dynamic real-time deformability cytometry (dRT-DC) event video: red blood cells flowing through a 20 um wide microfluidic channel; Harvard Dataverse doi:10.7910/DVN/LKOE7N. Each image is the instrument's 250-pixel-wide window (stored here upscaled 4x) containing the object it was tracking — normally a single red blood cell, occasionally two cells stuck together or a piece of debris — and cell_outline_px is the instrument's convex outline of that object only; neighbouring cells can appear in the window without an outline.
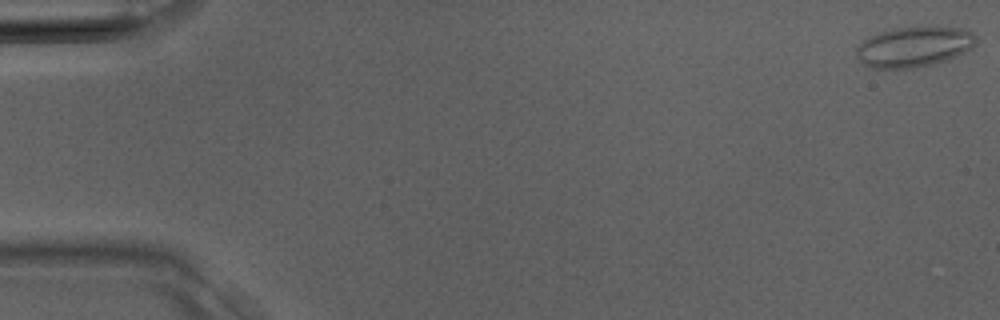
{"species": "Egyptian fruit bat (a non-hibernating species)", "species_latin": "Rousettus aegyptiacus", "temperature_condition": "room temperature", "stored_images_in_passage": 18, "camera_frame_rate_fps": 3000, "um_per_image_px": 0.085, "animal": {"sex": "male"}, "frame": {"image": 1, "passage_image": 1, "time_ms": 0.0, "image_size_px": [1000, 320], "cell_outline_px": [[976, 44], [972, 48], [964, 52], [944, 60], [932, 64], [912, 68], [872, 68], [864, 64], [856, 56], [856, 48], [868, 36], [880, 32], [896, 28], [936, 24], [964, 28], [972, 32], [976, 36]], "centroid_in_image_um": [77.72, 3.93], "position_along_channel_um": 7.3, "area_um2": 28.61}}
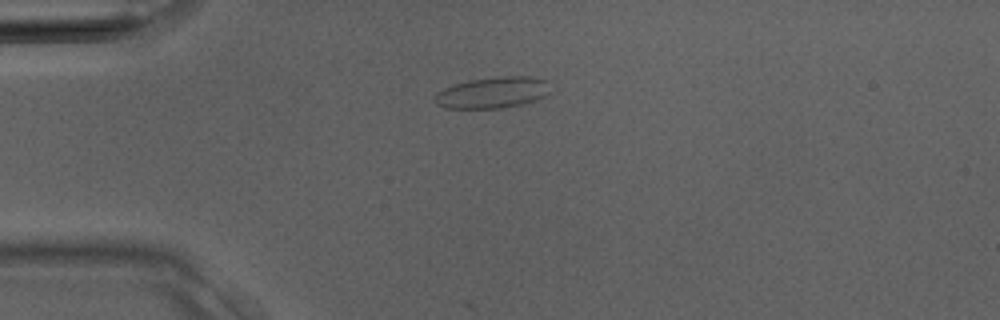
{"frame": {"image": 2, "passage_image": 10, "time_ms": 3.0, "image_size_px": [1000, 320], "cell_outline_px": [[548, 92], [544, 96], [536, 100], [520, 104], [500, 108], [444, 108], [436, 104], [432, 100], [436, 92], [444, 88], [456, 84], [472, 80], [496, 76], [532, 76], [548, 80]], "centroid_in_image_um": [41.84, 7.86], "position_along_channel_um": 43.2, "area_um2": 21.04}}